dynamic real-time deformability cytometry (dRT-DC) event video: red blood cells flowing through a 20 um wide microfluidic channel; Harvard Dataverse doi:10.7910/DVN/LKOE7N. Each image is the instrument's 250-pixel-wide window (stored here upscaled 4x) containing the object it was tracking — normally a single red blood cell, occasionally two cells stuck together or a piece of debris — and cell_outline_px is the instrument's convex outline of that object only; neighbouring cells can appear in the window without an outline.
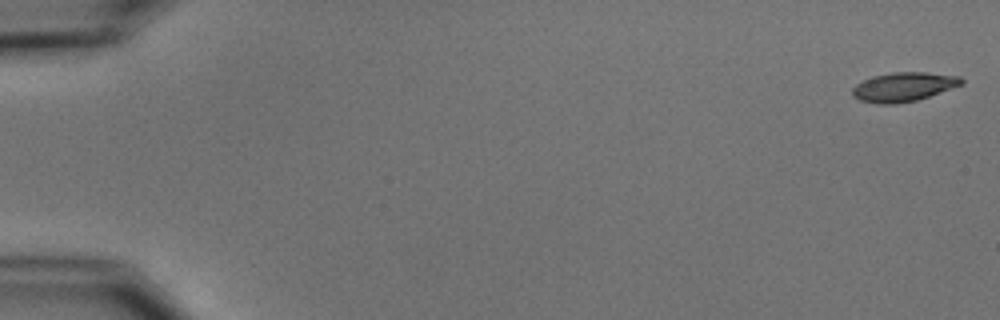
{"species": "common noctule bat (a hibernating species)", "species_latin": "Nyctalus noctula", "temperature_condition": "cold", "stored_images_in_passage": 7, "camera_frame_rate_fps": 3000, "um_per_image_px": 0.085, "animal": {"sex": "male", "body_mass_g": 15.6}, "frame": {"image": 1, "passage_image": 1, "time_ms": 0.0, "image_size_px": [1000, 320], "cell_outline_px": [[964, 84], [916, 100], [896, 104], [880, 104], [860, 100], [852, 96], [852, 88], [856, 84], [872, 76], [892, 72], [928, 72], [960, 76], [964, 80]], "centroid_in_image_um": [76.81, 7.37], "position_along_channel_um": 8.2, "area_um2": 18.55}}
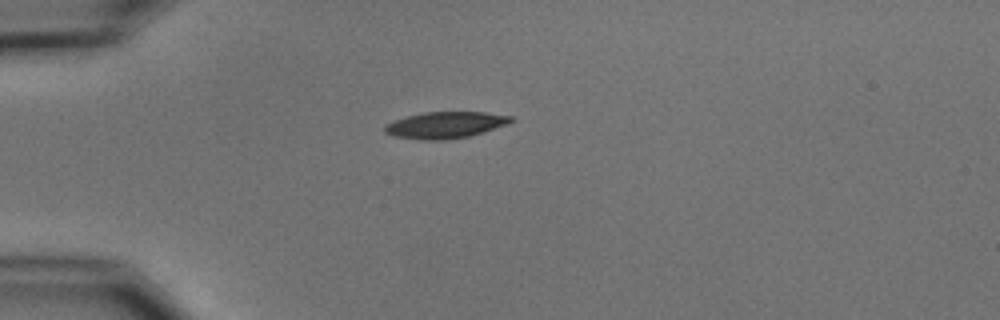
{"frame": {"image": 2, "passage_image": 5, "time_ms": 4.667, "image_size_px": [1000, 320], "cell_outline_px": [[516, 120], [508, 124], [484, 132], [468, 136], [444, 140], [420, 140], [392, 136], [384, 132], [384, 124], [408, 116], [424, 112], [484, 112], [512, 116]], "centroid_in_image_um": [37.86, 10.63], "position_along_channel_um": 47.1, "area_um2": 19.59}}